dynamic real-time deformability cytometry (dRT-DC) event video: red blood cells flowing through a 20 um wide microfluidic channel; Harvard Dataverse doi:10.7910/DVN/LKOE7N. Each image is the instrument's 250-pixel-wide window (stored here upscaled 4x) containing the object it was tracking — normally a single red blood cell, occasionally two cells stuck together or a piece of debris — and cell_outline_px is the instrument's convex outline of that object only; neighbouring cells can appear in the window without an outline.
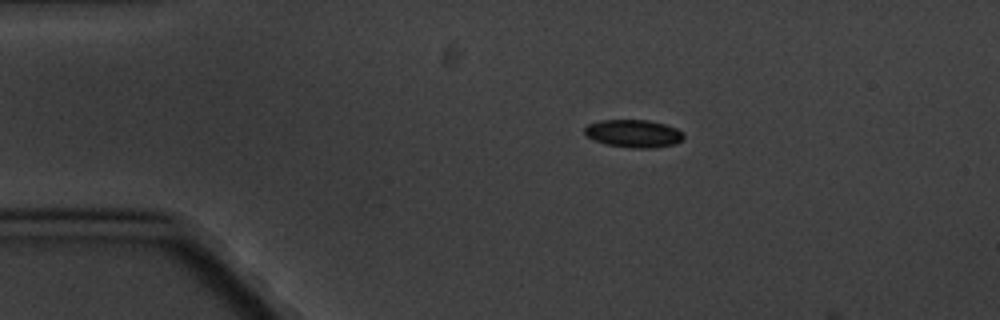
{"species": "common noctule bat (a hibernating species)", "species_latin": "Nyctalus noctula", "temperature_condition": "cold", "stored_images_in_passage": 3, "camera_frame_rate_fps": 3000, "um_per_image_px": 0.085, "animal": {"sex": "male", "body_mass_g": 20.1, "forearm_length_mm": 53.5}, "frame": {"image": 1, "passage_image": 2, "time_ms": 2.0, "image_size_px": [1000, 320], "cell_outline_px": [[684, 136], [680, 140], [672, 144], [652, 148], [632, 148], [608, 144], [592, 140], [584, 132], [584, 128], [588, 124], [600, 120], [648, 120], [664, 124], [676, 128], [684, 132]], "centroid_in_image_um": [53.83, 11.34], "position_along_channel_um": 31.2, "area_um2": 15.9}}